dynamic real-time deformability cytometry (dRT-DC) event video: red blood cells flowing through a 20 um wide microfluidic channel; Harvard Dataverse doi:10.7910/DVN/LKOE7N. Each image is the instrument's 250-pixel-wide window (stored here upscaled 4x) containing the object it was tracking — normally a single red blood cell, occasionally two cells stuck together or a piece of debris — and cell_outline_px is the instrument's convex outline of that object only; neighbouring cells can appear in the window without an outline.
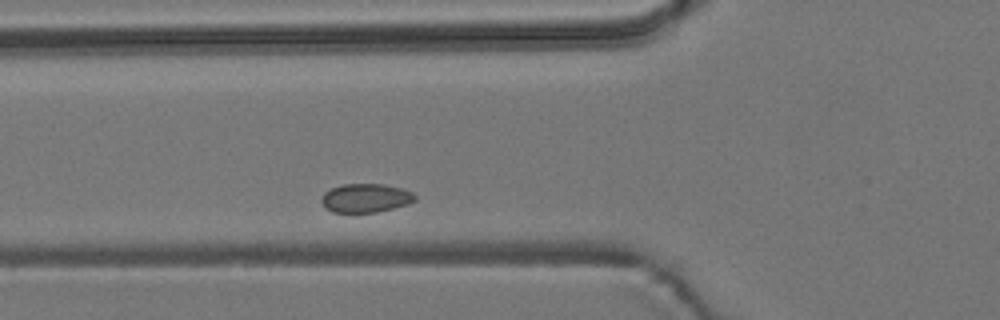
{"species": "common noctule bat (a hibernating species)", "species_latin": "Nyctalus noctula", "temperature_condition": "room temperature", "stored_images_in_passage": 2, "camera_frame_rate_fps": 3000, "um_per_image_px": 0.085, "animal": {"sex": "male", "body_mass_g": 19.2, "forearm_length_mm": 51.8}, "frame": {"image": 1, "passage_image": 2, "time_ms": 0.333, "image_size_px": [1000, 320], "cell_outline_px": [[416, 200], [408, 204], [376, 212], [352, 216], [332, 212], [320, 200], [324, 192], [332, 188], [344, 184], [384, 184], [404, 188], [412, 192], [416, 196]], "centroid_in_image_um": [31.07, 16.87], "position_along_channel_um": 94.7, "area_um2": 16.24}}